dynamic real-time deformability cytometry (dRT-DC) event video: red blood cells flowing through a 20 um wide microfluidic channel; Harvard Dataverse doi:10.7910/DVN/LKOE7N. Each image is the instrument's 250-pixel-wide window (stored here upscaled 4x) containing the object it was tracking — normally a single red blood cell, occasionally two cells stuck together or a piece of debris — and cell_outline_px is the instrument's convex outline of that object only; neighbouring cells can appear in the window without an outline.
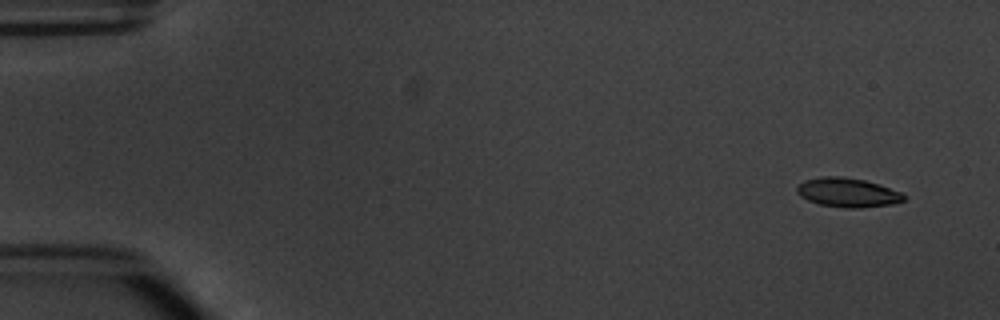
{"species": "common noctule bat (a hibernating species)", "species_latin": "Nyctalus noctula", "temperature_condition": "warm", "stored_images_in_passage": 7, "camera_frame_rate_fps": 3000, "um_per_image_px": 0.085, "animal": {"sex": "male", "body_mass_g": 20.1, "forearm_length_mm": 53.5}, "frame": {"image": 1, "passage_image": 1, "time_ms": 0.0, "image_size_px": [1000, 320], "cell_outline_px": [[908, 196], [904, 200], [892, 204], [860, 208], [848, 208], [820, 204], [808, 200], [800, 196], [796, 192], [796, 188], [804, 180], [820, 176], [840, 176], [864, 180], [900, 192]], "centroid_in_image_um": [72.03, 16.36], "position_along_channel_um": 13.0, "area_um2": 18.03}}
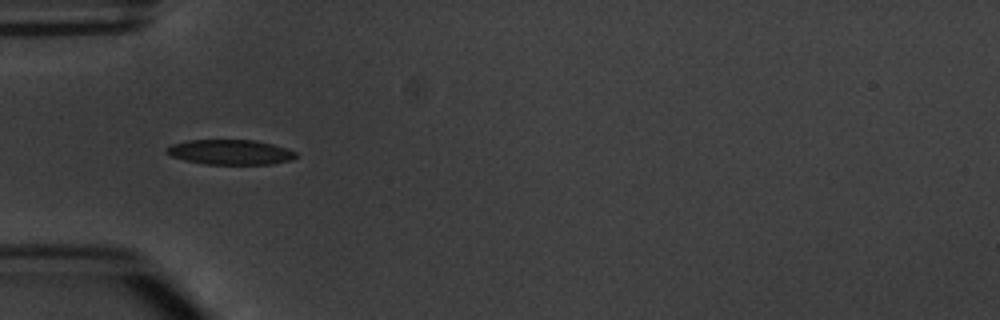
{"frame": {"image": 2, "passage_image": 5, "time_ms": 4.667, "image_size_px": [1000, 320], "cell_outline_px": [[296, 156], [292, 160], [272, 164], [208, 164], [184, 160], [172, 156], [164, 148], [172, 144], [188, 140], [252, 140], [272, 144], [296, 152]], "centroid_in_image_um": [19.56, 12.93], "position_along_channel_um": 65.4, "area_um2": 18.61}}